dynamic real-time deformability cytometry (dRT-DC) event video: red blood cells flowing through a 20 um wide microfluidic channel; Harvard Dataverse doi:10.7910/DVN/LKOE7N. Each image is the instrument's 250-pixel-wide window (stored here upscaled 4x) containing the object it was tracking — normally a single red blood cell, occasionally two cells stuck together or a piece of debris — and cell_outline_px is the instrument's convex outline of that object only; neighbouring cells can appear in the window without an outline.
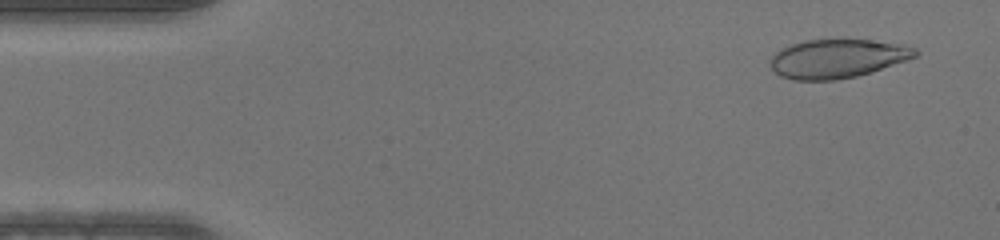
{"species": "human", "species_latin": "Homo sapiens", "temperature_condition": "warm", "stored_images_in_passage": 49, "camera_frame_rate_fps": 3000, "um_per_image_px": 0.085, "donor": {"sex": "male"}, "frame": {"image": 1, "passage_image": 3, "time_ms": 0.667, "image_size_px": [1000, 240], "cell_outline_px": [[920, 52], [916, 56], [908, 60], [856, 76], [836, 80], [792, 80], [780, 76], [768, 64], [772, 56], [780, 48], [804, 40], [840, 36], [904, 44], [916, 48]], "centroid_in_image_um": [71.18, 4.93], "position_along_channel_um": 13.8, "area_um2": 33.81}}
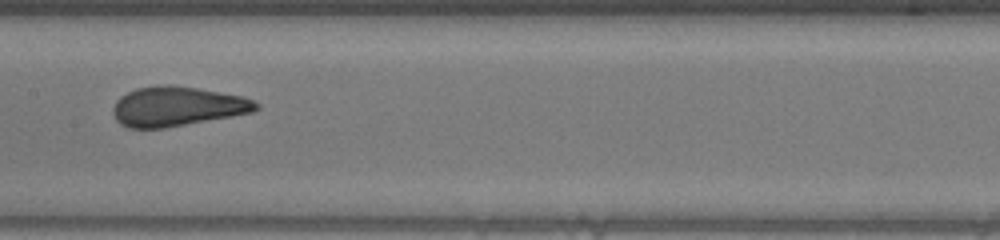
{"frame": {"image": 2, "passage_image": 24, "time_ms": 7.667, "image_size_px": [1000, 240], "cell_outline_px": [[260, 108], [252, 112], [232, 116], [164, 128], [128, 128], [120, 124], [116, 120], [112, 112], [112, 108], [116, 100], [120, 96], [136, 88], [160, 84], [168, 84], [196, 88], [244, 96], [260, 104]], "centroid_in_image_um": [15.03, 9.04], "position_along_channel_um": 192.4, "area_um2": 33.12}}
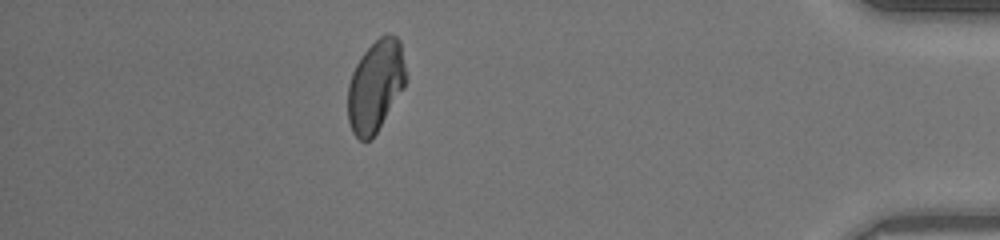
{"frame": {"image": 3, "passage_image": 43, "time_ms": 14.0, "image_size_px": [1000, 240], "cell_outline_px": [[404, 88], [376, 132], [368, 140], [360, 140], [352, 132], [348, 120], [348, 84], [352, 72], [356, 64], [364, 52], [380, 36], [388, 32], [396, 36], [400, 40], [404, 64]], "centroid_in_image_um": [31.9, 7.28], "position_along_channel_um": 403.3, "area_um2": 30.52}}